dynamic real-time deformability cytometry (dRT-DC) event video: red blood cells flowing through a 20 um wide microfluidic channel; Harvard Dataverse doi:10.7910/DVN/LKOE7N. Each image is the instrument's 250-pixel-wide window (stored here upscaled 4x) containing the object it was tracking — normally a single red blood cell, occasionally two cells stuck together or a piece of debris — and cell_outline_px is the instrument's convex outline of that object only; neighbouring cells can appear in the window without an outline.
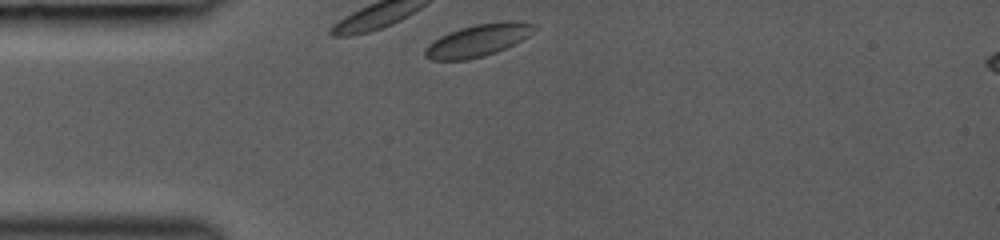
{"species": "common noctule bat (a hibernating species)", "species_latin": "Nyctalus noctula", "temperature_condition": "room temperature", "stored_images_in_passage": 2, "camera_frame_rate_fps": 3000, "um_per_image_px": 0.085, "animal": {"sex": "female", "body_mass_g": 19.0, "forearm_length_mm": 53.3}, "frame": {"image": 1, "passage_image": 1, "time_ms": 0.0, "image_size_px": [1000, 240], "cell_outline_px": [[536, 28], [528, 36], [496, 52], [484, 56], [468, 60], [432, 60], [424, 56], [424, 48], [428, 44], [440, 36], [448, 32], [460, 28], [476, 24], [508, 20], [512, 20], [536, 24]], "centroid_in_image_um": [40.6, 3.42], "position_along_channel_um": 44.4, "area_um2": 20.52}}